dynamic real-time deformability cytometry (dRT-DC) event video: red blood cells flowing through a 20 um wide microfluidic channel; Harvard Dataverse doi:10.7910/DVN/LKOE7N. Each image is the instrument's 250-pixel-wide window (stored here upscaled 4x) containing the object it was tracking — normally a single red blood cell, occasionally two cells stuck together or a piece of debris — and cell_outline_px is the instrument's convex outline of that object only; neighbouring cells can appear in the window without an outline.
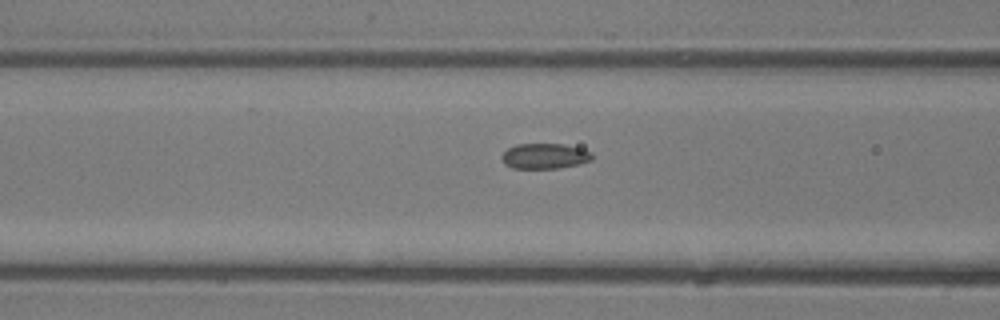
{"species": "common noctule bat (a hibernating species)", "species_latin": "Nyctalus noctula", "temperature_condition": "room temperature", "stored_images_in_passage": 9, "camera_frame_rate_fps": 3000, "um_per_image_px": 0.085, "animal": {"sex": "male", "body_mass_g": 13.3}, "frame": {"image": 1, "passage_image": 7, "time_ms": 2.0, "image_size_px": [1000, 320], "cell_outline_px": [[592, 160], [576, 164], [556, 168], [512, 168], [504, 164], [504, 152], [508, 148], [516, 144], [560, 144], [580, 148], [592, 152]], "centroid_in_image_um": [46.3, 13.26], "position_along_channel_um": 120.3, "area_um2": 13.06}}